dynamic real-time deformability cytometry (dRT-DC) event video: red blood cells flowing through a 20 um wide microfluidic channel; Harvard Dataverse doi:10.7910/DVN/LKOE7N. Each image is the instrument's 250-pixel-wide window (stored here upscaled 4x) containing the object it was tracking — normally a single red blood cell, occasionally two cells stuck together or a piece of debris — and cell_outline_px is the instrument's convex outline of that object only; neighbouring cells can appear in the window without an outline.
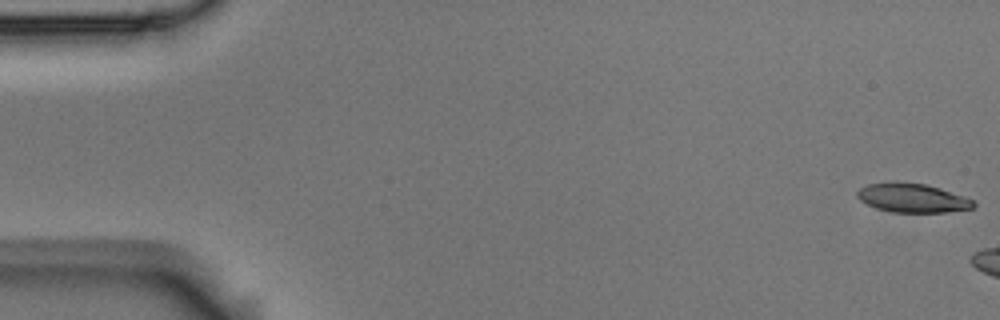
{"species": "Egyptian fruit bat (a non-hibernating species)", "species_latin": "Rousettus aegyptiacus", "temperature_condition": "room temperature", "stored_images_in_passage": 7, "camera_frame_rate_fps": 3000, "um_per_image_px": 0.085, "animal": {"sex": "male"}, "frame": {"image": 1, "passage_image": 1, "time_ms": 0.0, "image_size_px": [1000, 320], "cell_outline_px": [[976, 204], [972, 208], [948, 212], [892, 212], [876, 208], [860, 200], [856, 196], [856, 192], [860, 188], [868, 184], [892, 180], [896, 180], [924, 184], [940, 188], [976, 200]], "centroid_in_image_um": [77.54, 16.8], "position_along_channel_um": 7.5, "area_um2": 19.94}}